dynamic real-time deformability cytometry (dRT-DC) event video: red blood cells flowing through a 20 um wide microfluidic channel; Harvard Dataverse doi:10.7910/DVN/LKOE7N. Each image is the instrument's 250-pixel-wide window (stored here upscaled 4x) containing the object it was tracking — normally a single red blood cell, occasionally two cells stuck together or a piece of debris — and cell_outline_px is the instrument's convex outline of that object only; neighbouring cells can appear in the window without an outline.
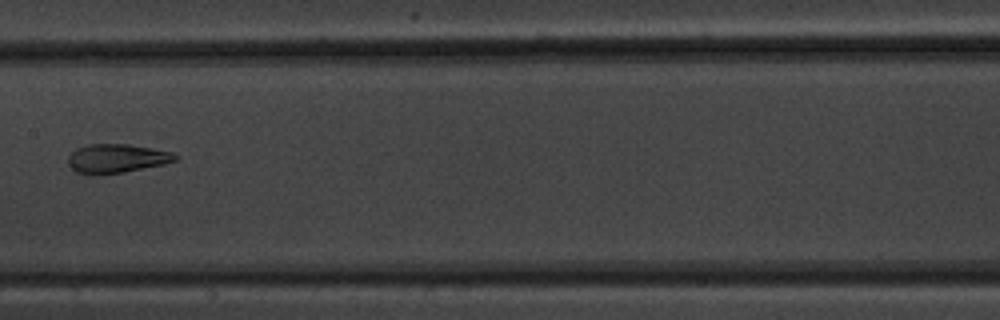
{"species": "common noctule bat (a hibernating species)", "species_latin": "Nyctalus noctula", "temperature_condition": "warm", "stored_images_in_passage": 12, "camera_frame_rate_fps": 3000, "um_per_image_px": 0.085, "animal": {"sex": "male", "body_mass_g": 20.1, "forearm_length_mm": 53.5}, "frame": {"image": 1, "passage_image": 8, "time_ms": 9.0, "image_size_px": [1000, 320], "cell_outline_px": [[180, 156], [176, 160], [164, 164], [124, 172], [92, 176], [88, 176], [76, 172], [68, 164], [68, 156], [76, 148], [88, 144], [128, 144], [152, 148], [172, 152]], "centroid_in_image_um": [9.89, 13.48], "position_along_channel_um": 197.5, "area_um2": 18.32}}
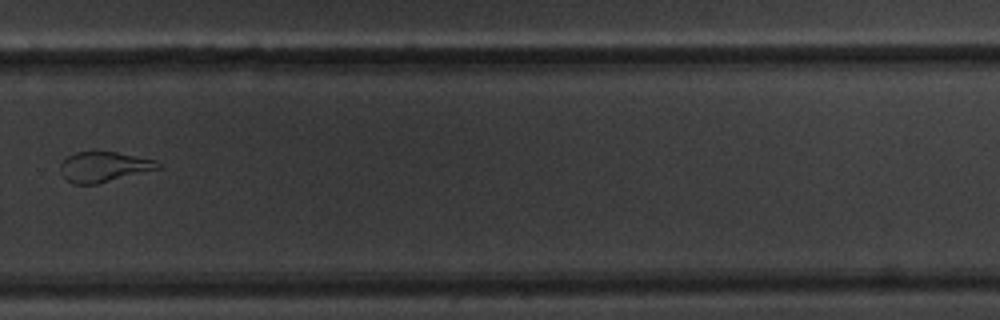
{"frame": {"image": 2, "passage_image": 11, "time_ms": 12.333, "image_size_px": [1000, 320], "cell_outline_px": [[160, 168], [96, 184], [72, 184], [60, 172], [60, 164], [68, 156], [76, 152], [116, 152], [156, 160], [160, 164]], "centroid_in_image_um": [8.81, 14.18], "position_along_channel_um": 321.0, "area_um2": 16.88}}